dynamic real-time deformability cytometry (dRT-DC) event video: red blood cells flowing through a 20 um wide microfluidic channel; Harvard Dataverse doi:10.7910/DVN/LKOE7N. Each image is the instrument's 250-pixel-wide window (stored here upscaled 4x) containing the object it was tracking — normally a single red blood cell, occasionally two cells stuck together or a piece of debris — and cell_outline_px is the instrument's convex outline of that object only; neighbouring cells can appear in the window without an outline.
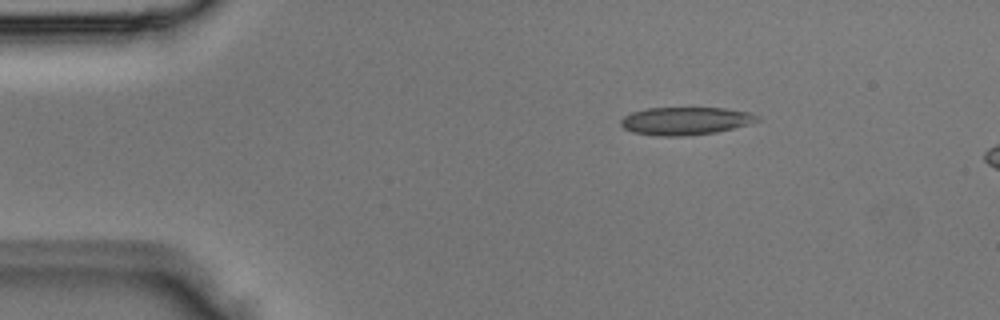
{"species": "Egyptian fruit bat (a non-hibernating species)", "species_latin": "Rousettus aegyptiacus", "temperature_condition": "room temperature", "stored_images_in_passage": 3, "camera_frame_rate_fps": 3000, "um_per_image_px": 0.085, "animal": {"sex": "male"}, "frame": {"image": 1, "passage_image": 1, "time_ms": 0.0, "image_size_px": [1000, 320], "cell_outline_px": [[760, 120], [748, 124], [716, 132], [684, 136], [656, 136], [632, 132], [624, 128], [620, 124], [620, 120], [624, 116], [632, 112], [648, 108], [724, 108], [748, 112], [760, 116]], "centroid_in_image_um": [58.24, 10.28], "position_along_channel_um": 26.8, "area_um2": 22.08}}